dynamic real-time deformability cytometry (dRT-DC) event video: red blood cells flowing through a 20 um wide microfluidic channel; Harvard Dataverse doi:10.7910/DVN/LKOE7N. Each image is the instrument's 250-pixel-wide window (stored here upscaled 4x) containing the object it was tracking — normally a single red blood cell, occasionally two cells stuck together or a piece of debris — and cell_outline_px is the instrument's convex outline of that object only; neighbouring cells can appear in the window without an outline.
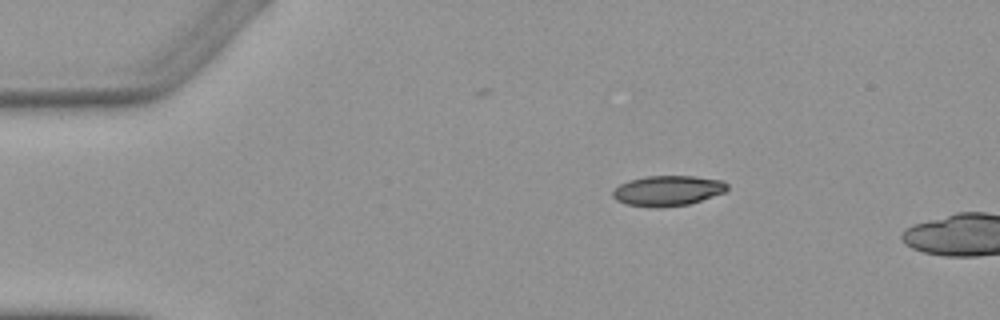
{"species": "Egyptian fruit bat (a non-hibernating species)", "species_latin": "Rousettus aegyptiacus", "temperature_condition": "warm", "stored_images_in_passage": 3, "segment_of_instrument_passage": [1, 2], "camera_frame_rate_fps": 3000, "um_per_image_px": 0.085, "animal": {"sex": "female"}, "frame": {"image": 1, "passage_image": 1, "time_ms": 0.0, "image_size_px": [1000, 320], "cell_outline_px": [[728, 188], [724, 192], [688, 204], [660, 208], [652, 208], [628, 204], [616, 200], [612, 196], [612, 192], [620, 184], [628, 180], [644, 176], [696, 176], [724, 180], [728, 184]], "centroid_in_image_um": [56.75, 16.2], "position_along_channel_um": 28.3, "area_um2": 20.29}}